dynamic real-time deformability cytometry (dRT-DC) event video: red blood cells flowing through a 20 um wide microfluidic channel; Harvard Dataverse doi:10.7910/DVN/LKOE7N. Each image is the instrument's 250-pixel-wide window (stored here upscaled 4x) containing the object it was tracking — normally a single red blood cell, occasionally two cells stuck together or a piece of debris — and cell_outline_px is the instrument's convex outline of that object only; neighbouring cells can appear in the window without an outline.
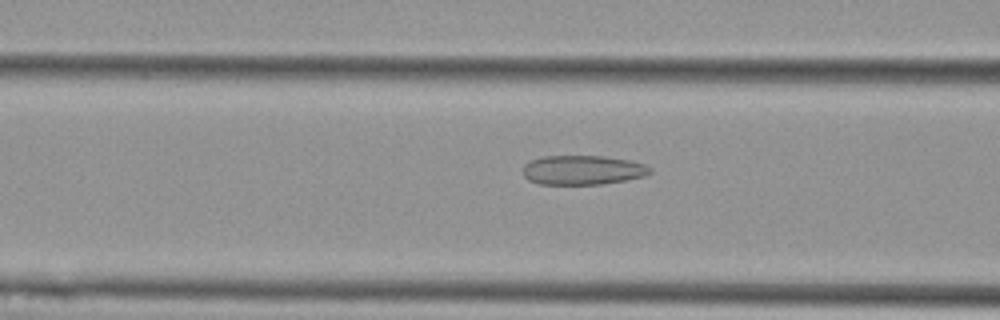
{"species": "Egyptian fruit bat (a non-hibernating species)", "species_latin": "Rousettus aegyptiacus", "temperature_condition": "cold", "stored_images_in_passage": 55, "camera_frame_rate_fps": 3000, "um_per_image_px": 0.085, "animal": {"sex": "female"}, "frame": {"image": 1, "passage_image": 22, "time_ms": 7.0, "image_size_px": [1000, 320], "cell_outline_px": [[652, 172], [644, 176], [624, 180], [600, 184], [540, 184], [528, 180], [524, 176], [524, 164], [532, 160], [544, 156], [604, 156], [632, 160], [644, 164], [652, 168]], "centroid_in_image_um": [49.55, 14.45], "position_along_channel_um": 117.1, "area_um2": 21.73}}
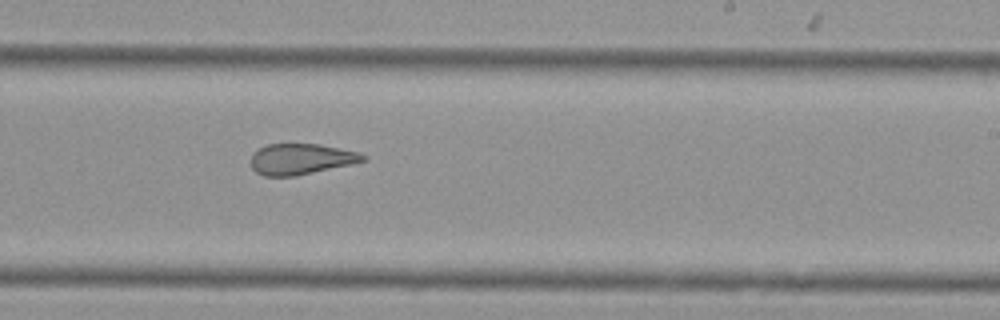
{"frame": {"image": 2, "passage_image": 34, "time_ms": 11.0, "image_size_px": [1000, 320], "cell_outline_px": [[368, 160], [352, 164], [296, 176], [264, 176], [256, 172], [252, 168], [252, 152], [268, 144], [320, 144], [360, 152], [368, 156]], "centroid_in_image_um": [25.63, 13.52], "position_along_channel_um": 263.4, "area_um2": 20.29}}
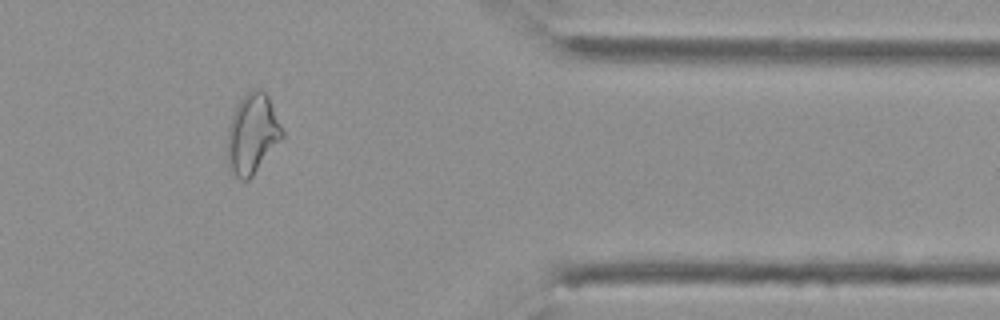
{"frame": {"image": 3, "passage_image": 46, "time_ms": 15.0, "image_size_px": [1000, 320], "cell_outline_px": [[284, 136], [252, 176], [248, 180], [240, 180], [228, 168], [228, 128], [236, 104], [248, 92], [256, 88], [260, 88], [268, 96], [284, 132]], "centroid_in_image_um": [21.45, 11.38], "position_along_channel_um": 390.0, "area_um2": 25.26}, "authors_computed_cell_mechanics": {"area_um2": 25.2586, "velocity_mm_per_s": 3.6739, "shape_relaxation_time_tau1_ms": null, "shape_relaxation_time_tau2_ms": 2.2735, "deformation_change_tau1": null, "deformation_change_tau2": 0.101}}